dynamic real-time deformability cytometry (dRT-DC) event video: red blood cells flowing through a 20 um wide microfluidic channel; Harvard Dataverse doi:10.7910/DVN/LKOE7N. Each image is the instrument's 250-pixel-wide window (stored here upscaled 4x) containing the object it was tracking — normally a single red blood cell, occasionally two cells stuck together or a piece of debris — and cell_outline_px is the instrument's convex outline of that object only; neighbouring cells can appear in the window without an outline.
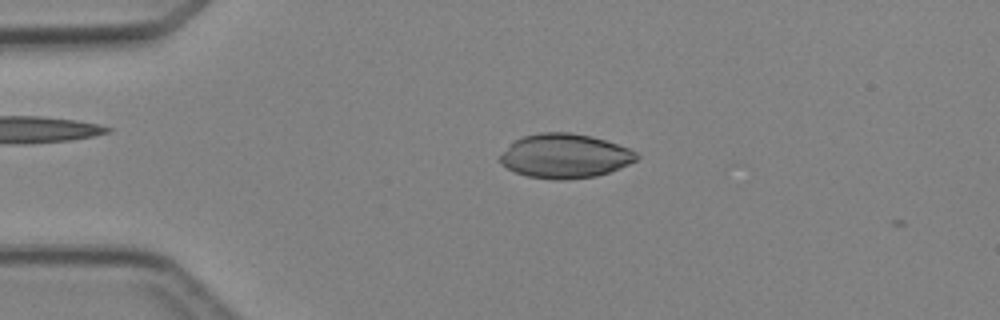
{"species": "Egyptian fruit bat (a non-hibernating species)", "species_latin": "Rousettus aegyptiacus", "temperature_condition": "cold", "stored_images_in_passage": 5, "camera_frame_rate_fps": 3000, "um_per_image_px": 0.085, "animal": {"sex": "female"}, "frame": {"image": 1, "passage_image": 3, "time_ms": 3.333, "image_size_px": [1000, 320], "cell_outline_px": [[640, 156], [636, 160], [620, 168], [596, 176], [556, 180], [528, 176], [516, 172], [500, 164], [500, 156], [516, 140], [524, 136], [540, 132], [568, 132], [588, 136], [604, 140], [628, 148], [636, 152]], "centroid_in_image_um": [48.02, 13.26], "position_along_channel_um": 37.0, "area_um2": 34.62}}